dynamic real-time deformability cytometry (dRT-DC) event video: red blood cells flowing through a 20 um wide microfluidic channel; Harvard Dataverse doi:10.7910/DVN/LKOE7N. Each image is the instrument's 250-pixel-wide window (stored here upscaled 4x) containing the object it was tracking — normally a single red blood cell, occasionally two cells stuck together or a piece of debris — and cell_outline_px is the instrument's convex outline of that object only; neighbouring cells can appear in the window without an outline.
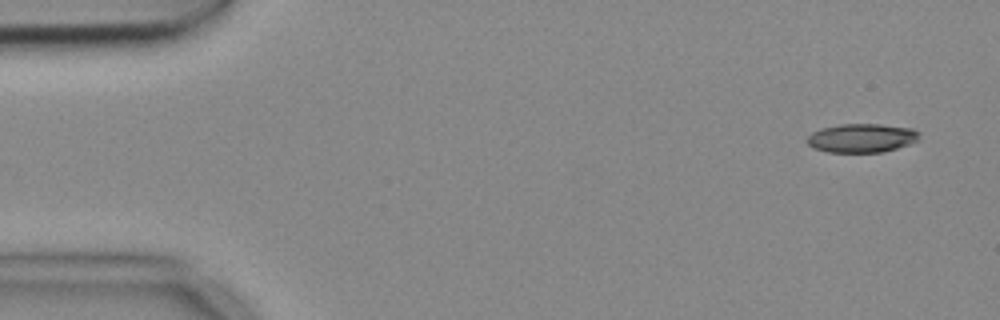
{"species": "common noctule bat (a hibernating species)", "species_latin": "Nyctalus noctula", "temperature_condition": "cold", "stored_images_in_passage": 4, "camera_frame_rate_fps": 3000, "um_per_image_px": 0.085, "animal": {"sex": "female", "body_mass_g": 18.4}, "frame": {"image": 1, "passage_image": 1, "time_ms": 0.0, "image_size_px": [1000, 320], "cell_outline_px": [[920, 132], [916, 140], [908, 144], [884, 152], [828, 152], [812, 148], [804, 140], [812, 132], [820, 128], [840, 124], [880, 124], [912, 128]], "centroid_in_image_um": [73.19, 11.73], "position_along_channel_um": 11.8, "area_um2": 18.9}}
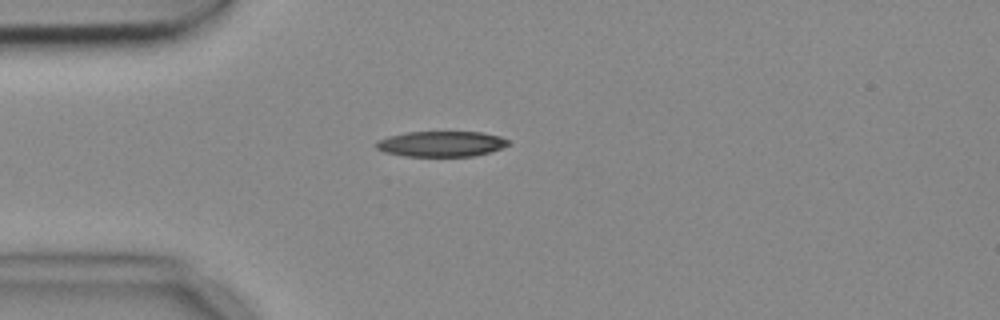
{"frame": {"image": 2, "passage_image": 4, "time_ms": 1.0, "image_size_px": [1000, 320], "cell_outline_px": [[512, 144], [488, 152], [472, 156], [404, 156], [384, 152], [376, 148], [376, 140], [388, 136], [408, 132], [480, 132], [500, 136], [508, 140]], "centroid_in_image_um": [37.48, 12.23], "position_along_channel_um": 47.5, "area_um2": 19.59}}